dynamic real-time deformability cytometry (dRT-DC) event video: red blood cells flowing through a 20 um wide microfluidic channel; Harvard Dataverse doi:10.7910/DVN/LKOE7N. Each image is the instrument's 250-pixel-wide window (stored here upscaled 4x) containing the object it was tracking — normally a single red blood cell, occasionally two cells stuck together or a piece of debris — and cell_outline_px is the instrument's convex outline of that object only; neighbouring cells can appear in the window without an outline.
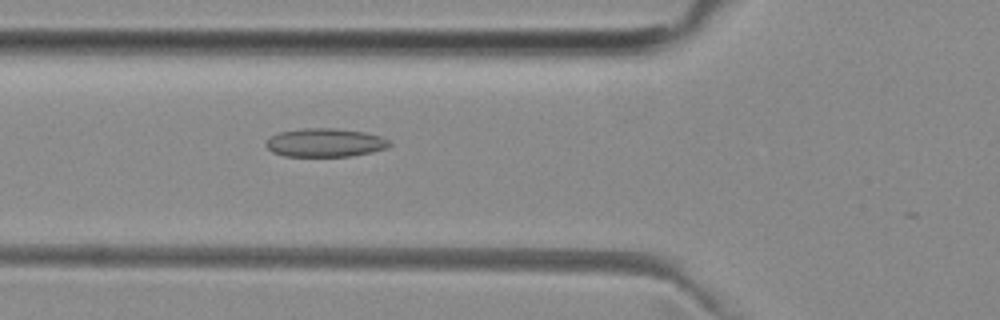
{"species": "common noctule bat (a hibernating species)", "species_latin": "Nyctalus noctula", "temperature_condition": "room temperature", "stored_images_in_passage": 33, "camera_frame_rate_fps": 3000, "um_per_image_px": 0.085, "animal": {"sex": "female", "body_mass_g": 29.2, "forearm_length_mm": 56.3}, "frame": {"image": 1, "passage_image": 9, "time_ms": 2.667, "image_size_px": [1000, 320], "cell_outline_px": [[392, 144], [388, 148], [372, 152], [352, 156], [284, 156], [272, 152], [264, 144], [272, 136], [280, 132], [300, 128], [336, 128], [364, 132], [380, 136], [388, 140]], "centroid_in_image_um": [27.65, 12.12], "position_along_channel_um": 98.2, "area_um2": 20.58}}
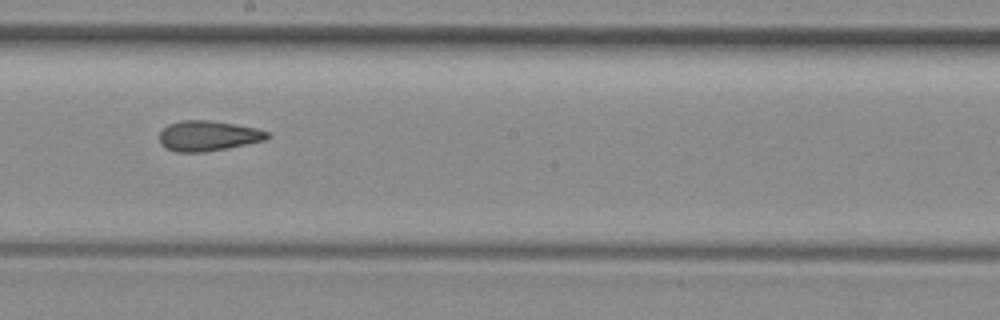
{"frame": {"image": 2, "passage_image": 19, "time_ms": 6.0, "image_size_px": [1000, 320], "cell_outline_px": [[272, 136], [264, 140], [204, 152], [176, 152], [164, 148], [160, 144], [160, 132], [168, 124], [180, 120], [208, 120], [256, 128], [268, 132]], "centroid_in_image_um": [17.63, 11.54], "position_along_channel_um": 230.6, "area_um2": 18.84}}
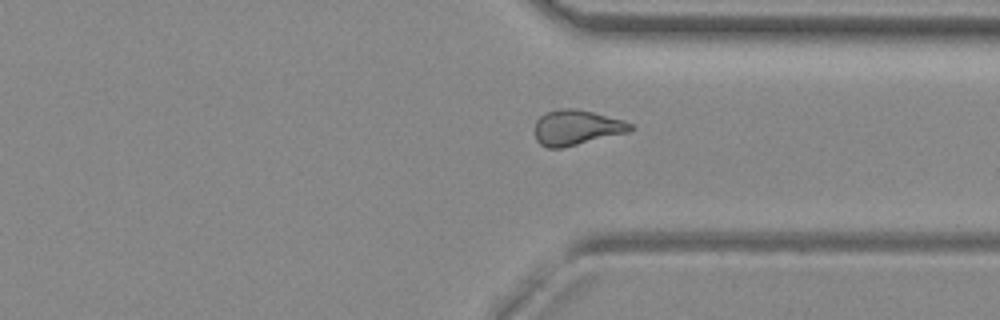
{"frame": {"image": 3, "passage_image": 29, "time_ms": 9.333, "image_size_px": [1000, 320], "cell_outline_px": [[636, 128], [628, 132], [564, 148], [548, 148], [540, 144], [536, 140], [536, 120], [544, 112], [560, 108], [576, 108], [624, 120], [632, 124]], "centroid_in_image_um": [49.01, 10.84], "position_along_channel_um": 362.4, "area_um2": 19.77}}